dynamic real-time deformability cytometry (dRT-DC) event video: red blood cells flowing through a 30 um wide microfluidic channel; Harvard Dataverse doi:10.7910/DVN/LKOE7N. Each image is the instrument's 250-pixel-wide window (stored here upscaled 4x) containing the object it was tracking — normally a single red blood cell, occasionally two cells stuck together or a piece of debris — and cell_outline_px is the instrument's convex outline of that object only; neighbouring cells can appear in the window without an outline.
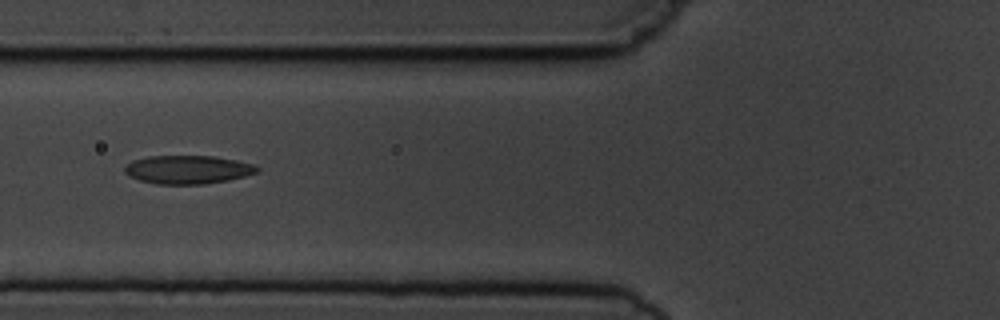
{"species": "common noctule bat (a hibernating species)", "species_latin": "Nyctalus noctula", "temperature_condition": "cold", "stored_images_in_passage": 7, "camera_frame_rate_fps": 3000, "um_per_image_px": 0.085, "animal": {"sex": "male", "body_mass_g": 19.5, "forearm_length_mm": 54.6}, "frame": {"image": 1, "passage_image": 2, "time_ms": 1.333, "image_size_px": [1000, 320], "cell_outline_px": [[260, 172], [228, 180], [204, 184], [156, 184], [140, 180], [128, 176], [124, 172], [124, 168], [132, 160], [148, 156], [212, 156], [236, 160], [256, 164], [260, 168]], "centroid_in_image_um": [15.98, 14.41], "position_along_channel_um": 109.8, "area_um2": 22.08}}
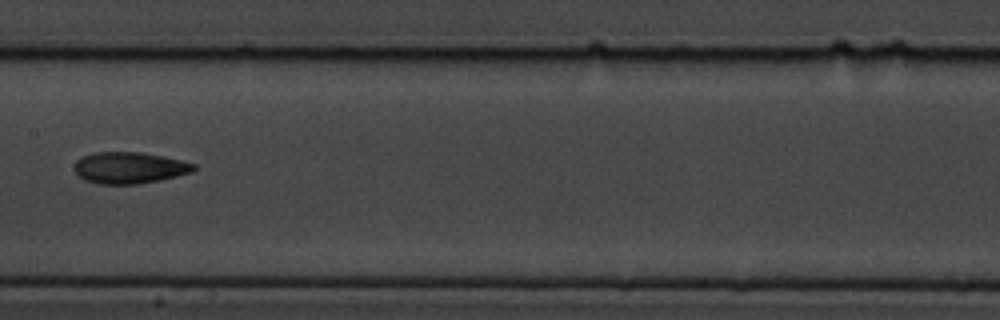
{"frame": {"image": 2, "passage_image": 4, "time_ms": 3.667, "image_size_px": [1000, 320], "cell_outline_px": [[196, 168], [192, 172], [176, 176], [136, 184], [100, 184], [84, 180], [76, 172], [76, 160], [92, 152], [140, 152], [164, 156], [196, 164]], "centroid_in_image_um": [11.01, 14.25], "position_along_channel_um": 196.4, "area_um2": 21.68}}
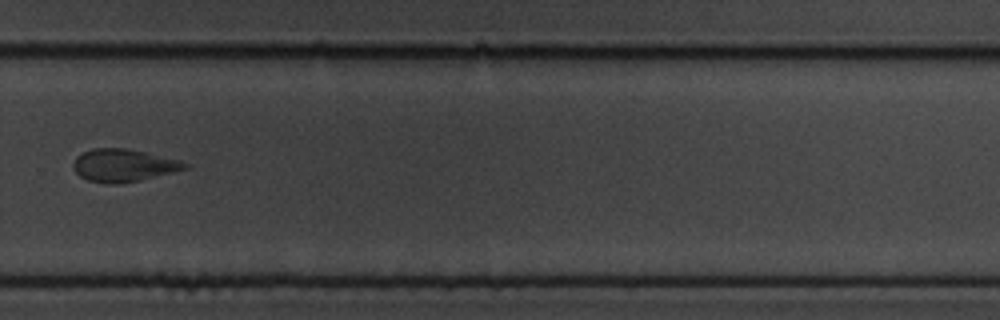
{"frame": {"image": 3, "passage_image": 7, "time_ms": 7.0, "image_size_px": [1000, 320], "cell_outline_px": [[192, 168], [176, 172], [140, 180], [120, 184], [108, 184], [88, 180], [80, 176], [72, 168], [72, 164], [76, 156], [92, 148], [128, 148], [180, 160], [188, 164]], "centroid_in_image_um": [10.52, 14.06], "position_along_channel_um": 319.3, "area_um2": 21.5}}